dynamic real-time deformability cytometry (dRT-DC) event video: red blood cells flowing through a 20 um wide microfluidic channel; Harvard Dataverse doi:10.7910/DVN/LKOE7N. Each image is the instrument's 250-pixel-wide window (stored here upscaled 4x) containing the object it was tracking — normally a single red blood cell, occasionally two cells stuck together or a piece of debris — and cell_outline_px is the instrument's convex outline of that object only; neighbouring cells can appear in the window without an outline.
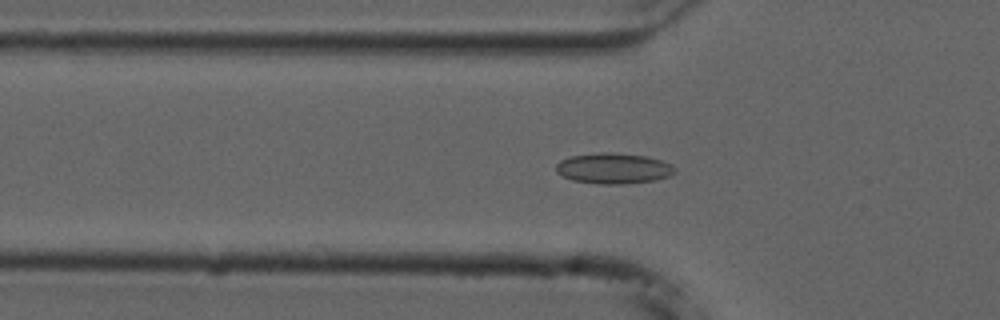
{"species": "common noctule bat (a hibernating species)", "species_latin": "Nyctalus noctula", "temperature_condition": "cold", "stored_images_in_passage": 39, "camera_frame_rate_fps": 3000, "um_per_image_px": 0.085, "animal": {"sex": "male", "forearm_length_mm": 52.5}, "frame": {"image": 1, "passage_image": 7, "time_ms": 2.0, "image_size_px": [1000, 320], "cell_outline_px": [[676, 172], [668, 176], [656, 180], [620, 184], [600, 184], [572, 180], [556, 172], [556, 164], [560, 160], [572, 156], [600, 152], [612, 152], [644, 156], [660, 160], [672, 164], [676, 168]], "centroid_in_image_um": [52.15, 14.31], "position_along_channel_um": 73.6, "area_um2": 21.15}}
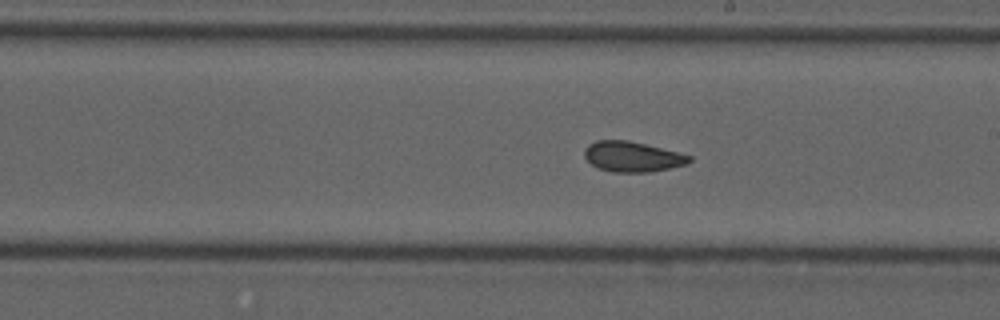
{"frame": {"image": 2, "passage_image": 20, "time_ms": 6.333, "image_size_px": [1000, 320], "cell_outline_px": [[692, 160], [688, 164], [648, 172], [612, 172], [600, 168], [592, 164], [584, 156], [584, 148], [588, 144], [596, 140], [628, 140], [692, 156]], "centroid_in_image_um": [53.73, 13.31], "position_along_channel_um": 235.3, "area_um2": 18.32}}
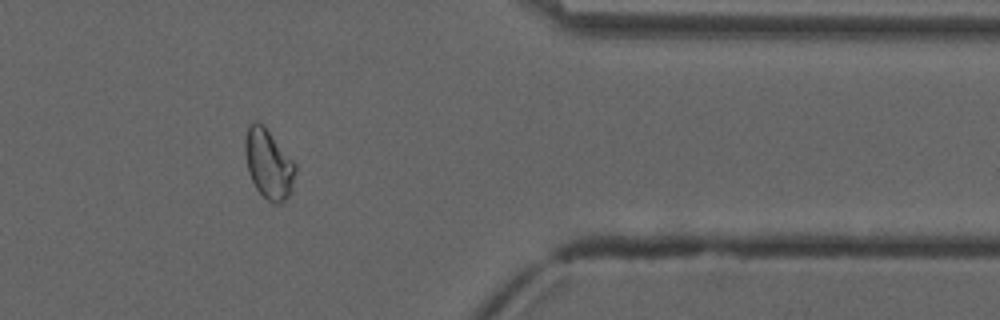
{"frame": {"image": 3, "passage_image": 34, "time_ms": 11.0, "image_size_px": [1000, 320], "cell_outline_px": [[296, 168], [292, 192], [280, 204], [272, 204], [256, 188], [248, 172], [244, 152], [244, 140], [248, 128], [256, 120], [264, 124], [296, 164]], "centroid_in_image_um": [22.83, 13.93], "position_along_channel_um": 388.6, "area_um2": 20.52}}